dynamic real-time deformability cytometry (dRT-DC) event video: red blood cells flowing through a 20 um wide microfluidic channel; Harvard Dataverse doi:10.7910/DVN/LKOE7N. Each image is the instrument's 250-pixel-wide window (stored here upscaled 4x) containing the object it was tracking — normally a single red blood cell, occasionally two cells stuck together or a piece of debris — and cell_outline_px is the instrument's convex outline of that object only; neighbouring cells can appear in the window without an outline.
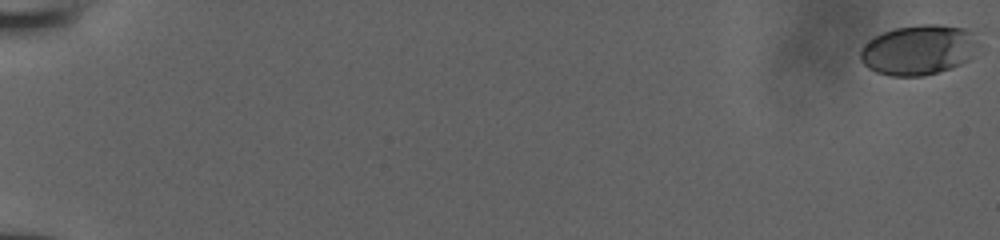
{"species": "human", "species_latin": "Homo sapiens", "temperature_condition": "room temperature", "stored_images_in_passage": 24, "camera_frame_rate_fps": 3000, "um_per_image_px": 0.085, "donor": {"sex": "male"}, "frame": {"image": 1, "passage_image": 1, "time_ms": 0.0, "image_size_px": [1000, 240], "cell_outline_px": [[972, 32], [968, 60], [952, 68], [924, 76], [892, 76], [876, 72], [868, 68], [860, 60], [860, 48], [864, 44], [876, 36], [884, 32], [896, 28], [920, 24], [940, 24], [964, 28]], "centroid_in_image_um": [77.95, 4.25], "position_along_channel_um": 7.1, "area_um2": 33.58}}
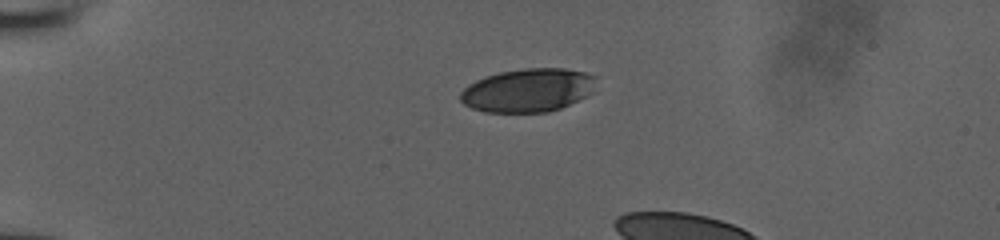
{"frame": {"image": 2, "passage_image": 16, "time_ms": 5.0, "image_size_px": [1000, 240], "cell_outline_px": [[596, 76], [592, 92], [588, 96], [560, 108], [548, 112], [484, 112], [472, 108], [464, 104], [460, 100], [460, 92], [468, 84], [476, 80], [500, 72], [524, 68], [564, 68], [584, 72]], "centroid_in_image_um": [44.87, 7.67], "position_along_channel_um": 40.1, "area_um2": 34.39}}
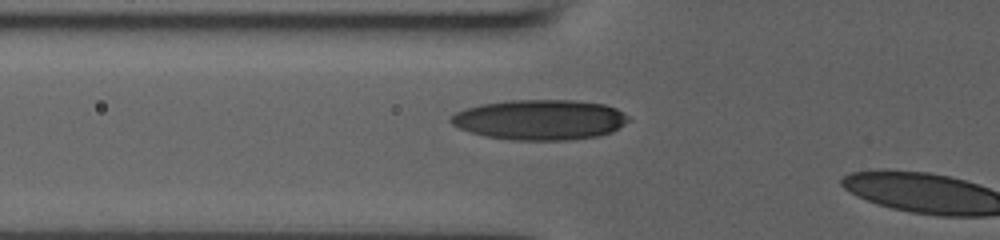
{"frame": {"image": 3, "passage_image": 23, "time_ms": 7.333, "image_size_px": [1000, 240], "cell_outline_px": [[632, 120], [612, 132], [596, 136], [568, 140], [512, 140], [484, 136], [460, 128], [452, 124], [448, 120], [456, 112], [480, 104], [508, 100], [572, 100], [604, 104], [616, 108], [624, 112]], "centroid_in_image_um": [45.93, 10.17], "position_along_channel_um": 79.9, "area_um2": 41.73}}